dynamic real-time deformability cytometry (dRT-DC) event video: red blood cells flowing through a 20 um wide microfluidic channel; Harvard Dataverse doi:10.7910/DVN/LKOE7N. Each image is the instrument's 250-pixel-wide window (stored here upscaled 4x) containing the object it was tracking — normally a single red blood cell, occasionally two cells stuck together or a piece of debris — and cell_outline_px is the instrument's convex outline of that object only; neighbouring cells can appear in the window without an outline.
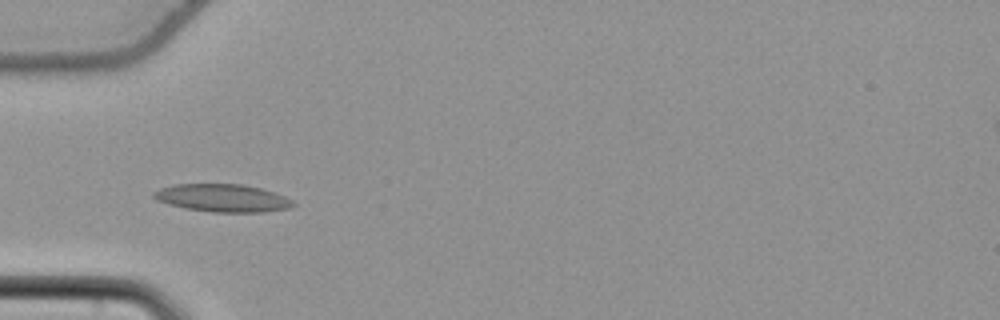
{"species": "common noctule bat (a hibernating species)", "species_latin": "Nyctalus noctula", "temperature_condition": "cold", "stored_images_in_passage": 12, "camera_frame_rate_fps": 3000, "um_per_image_px": 0.085, "animal": {"sex": "female", "body_mass_g": 22.7, "forearm_length_mm": 54.2}, "frame": {"image": 1, "passage_image": 6, "time_ms": 1.667, "image_size_px": [1000, 320], "cell_outline_px": [[296, 204], [288, 208], [264, 212], [212, 212], [184, 208], [168, 204], [156, 200], [152, 196], [152, 192], [160, 188], [172, 184], [244, 184], [260, 188], [284, 196], [292, 200]], "centroid_in_image_um": [18.87, 16.83], "position_along_channel_um": 66.1, "area_um2": 22.6}}
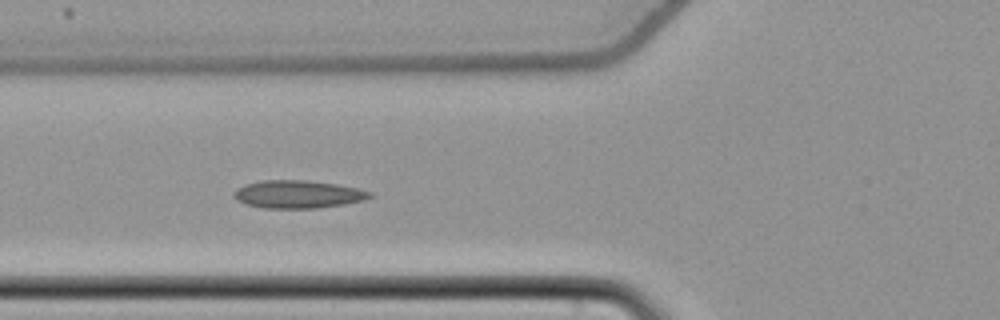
{"frame": {"image": 2, "passage_image": 9, "time_ms": 2.667, "image_size_px": [1000, 320], "cell_outline_px": [[372, 196], [364, 200], [344, 204], [316, 208], [264, 208], [244, 204], [236, 200], [232, 196], [232, 192], [236, 188], [244, 184], [264, 180], [308, 180], [336, 184], [360, 188], [372, 192]], "centroid_in_image_um": [25.29, 16.51], "position_along_channel_um": 100.5, "area_um2": 22.31}}